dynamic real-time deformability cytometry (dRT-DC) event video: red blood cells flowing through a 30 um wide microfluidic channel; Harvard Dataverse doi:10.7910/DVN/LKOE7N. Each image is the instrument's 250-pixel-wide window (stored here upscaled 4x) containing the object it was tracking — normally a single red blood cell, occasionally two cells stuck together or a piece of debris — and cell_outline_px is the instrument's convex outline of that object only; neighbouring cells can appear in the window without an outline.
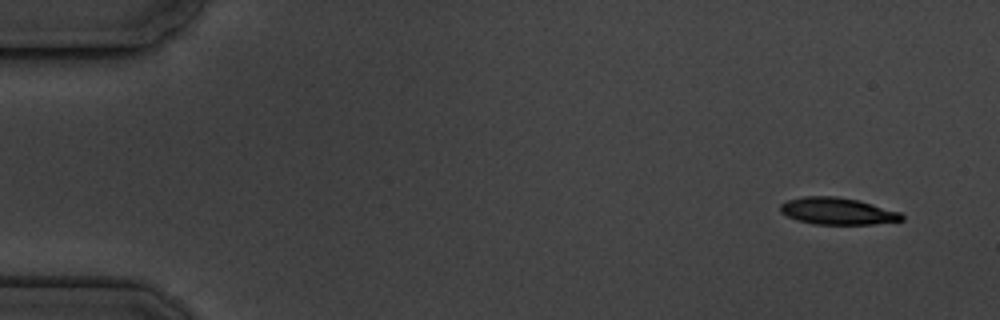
{"species": "common noctule bat (a hibernating species)", "species_latin": "Nyctalus noctula", "temperature_condition": "cold", "stored_images_in_passage": 6, "camera_frame_rate_fps": 3000, "um_per_image_px": 0.085, "animal": {"sex": "male", "body_mass_g": 19.5, "forearm_length_mm": 54.6}, "frame": {"image": 1, "passage_image": 1, "time_ms": 0.0, "image_size_px": [1000, 320], "cell_outline_px": [[904, 220], [872, 224], [812, 224], [796, 220], [780, 212], [780, 204], [788, 200], [804, 196], [836, 196], [856, 200], [872, 204], [900, 212], [904, 216]], "centroid_in_image_um": [71.16, 17.95], "position_along_channel_um": 13.8, "area_um2": 18.96}}
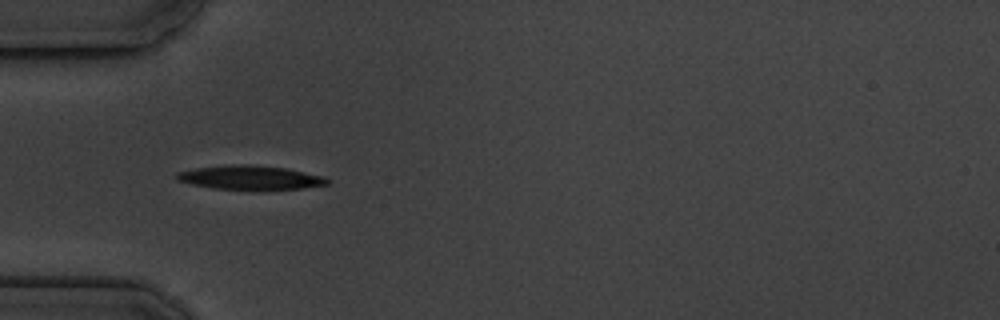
{"frame": {"image": 2, "passage_image": 5, "time_ms": 4.667, "image_size_px": [1000, 320], "cell_outline_px": [[328, 184], [304, 188], [264, 192], [212, 188], [192, 184], [176, 180], [176, 172], [196, 168], [240, 164], [248, 164], [288, 168], [324, 176], [328, 180]], "centroid_in_image_um": [21.31, 15.13], "position_along_channel_um": 63.7, "area_um2": 21.79}}